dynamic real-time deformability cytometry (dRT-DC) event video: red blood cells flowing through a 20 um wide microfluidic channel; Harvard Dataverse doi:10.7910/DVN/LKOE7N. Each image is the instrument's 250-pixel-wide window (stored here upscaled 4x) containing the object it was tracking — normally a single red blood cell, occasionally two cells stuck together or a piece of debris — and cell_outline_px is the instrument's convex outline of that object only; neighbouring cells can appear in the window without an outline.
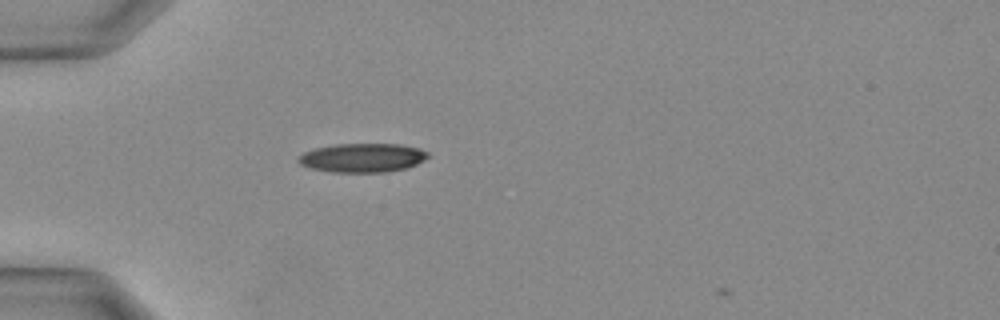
{"species": "Egyptian fruit bat (a non-hibernating species)", "species_latin": "Rousettus aegyptiacus", "temperature_condition": "warm", "stored_images_in_passage": 25, "camera_frame_rate_fps": 3000, "um_per_image_px": 0.085, "animal": {"sex": "female"}, "frame": {"image": 1, "passage_image": 1, "time_ms": 0.0, "image_size_px": [1000, 320], "cell_outline_px": [[428, 156], [424, 160], [416, 164], [404, 168], [384, 172], [332, 172], [312, 168], [300, 164], [300, 156], [304, 152], [316, 148], [336, 144], [400, 144], [420, 148], [428, 152]], "centroid_in_image_um": [30.84, 13.4], "position_along_channel_um": 54.2, "area_um2": 21.56}}
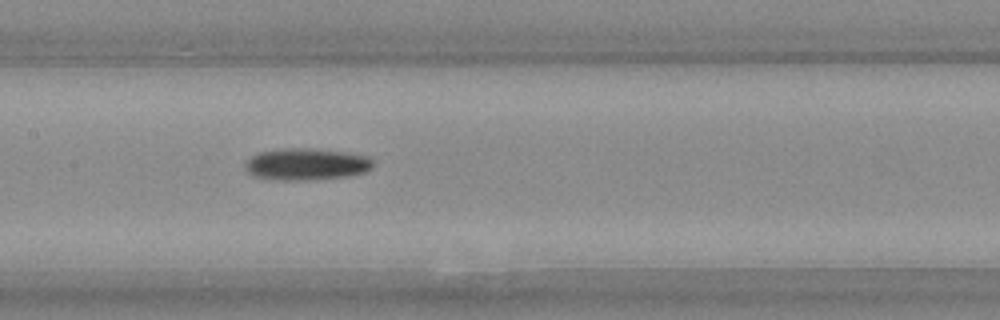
{"frame": {"image": 2, "passage_image": 8, "time_ms": 2.333, "image_size_px": [1000, 320], "cell_outline_px": [[372, 168], [364, 172], [348, 176], [308, 180], [288, 180], [252, 176], [244, 168], [244, 164], [252, 156], [260, 152], [280, 148], [308, 148], [344, 152], [368, 156], [372, 160]], "centroid_in_image_um": [26.03, 13.95], "position_along_channel_um": 181.4, "area_um2": 23.58}}
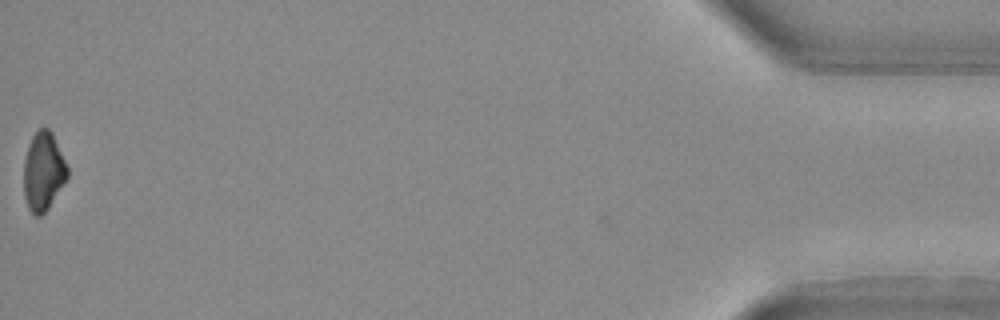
{"frame": {"image": 3, "passage_image": 25, "time_ms": 8.0, "image_size_px": [1000, 320], "cell_outline_px": [[68, 176], [48, 208], [40, 216], [36, 216], [28, 208], [24, 196], [24, 164], [28, 148], [32, 136], [40, 128], [48, 128], [52, 132], [68, 168]], "centroid_in_image_um": [3.68, 14.58], "position_along_channel_um": 431.5, "area_um2": 19.59}}